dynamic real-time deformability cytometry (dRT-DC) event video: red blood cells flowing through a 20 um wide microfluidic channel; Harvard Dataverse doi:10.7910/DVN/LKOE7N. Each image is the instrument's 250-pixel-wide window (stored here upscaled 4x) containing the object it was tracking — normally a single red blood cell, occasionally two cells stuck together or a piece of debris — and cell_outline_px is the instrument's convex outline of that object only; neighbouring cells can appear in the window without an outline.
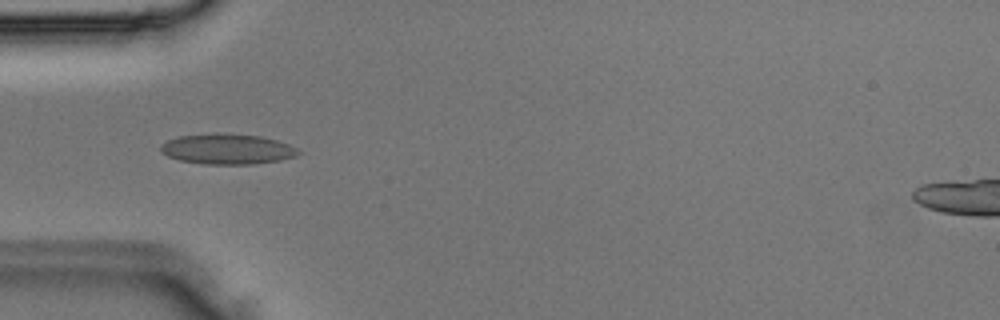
{"species": "Egyptian fruit bat (a non-hibernating species)", "species_latin": "Rousettus aegyptiacus", "temperature_condition": "room temperature", "stored_images_in_passage": 2, "camera_frame_rate_fps": 3000, "um_per_image_px": 0.085, "animal": {"sex": "male"}, "frame": {"image": 1, "passage_image": 2, "time_ms": 0.333, "image_size_px": [1000, 320], "cell_outline_px": [[300, 152], [296, 156], [280, 160], [252, 164], [204, 164], [180, 160], [168, 156], [160, 152], [160, 144], [168, 140], [180, 136], [260, 136], [276, 140], [288, 144], [296, 148]], "centroid_in_image_um": [19.32, 12.72], "position_along_channel_um": 65.7, "area_um2": 23.24}}